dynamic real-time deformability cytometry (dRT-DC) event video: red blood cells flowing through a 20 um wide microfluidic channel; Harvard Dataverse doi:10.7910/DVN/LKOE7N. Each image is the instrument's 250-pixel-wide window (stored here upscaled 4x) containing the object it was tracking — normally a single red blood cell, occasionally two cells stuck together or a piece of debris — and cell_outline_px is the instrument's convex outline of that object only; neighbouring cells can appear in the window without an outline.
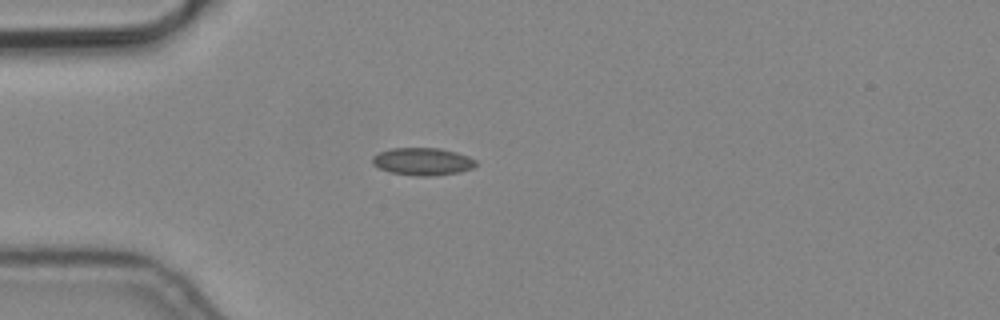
{"species": "common noctule bat (a hibernating species)", "species_latin": "Nyctalus noctula", "temperature_condition": "cold", "stored_images_in_passage": 5, "camera_frame_rate_fps": 3000, "um_per_image_px": 0.085, "animal": {"sex": "male", "body_mass_g": 19.2, "forearm_length_mm": 51.8}, "frame": {"image": 1, "passage_image": 5, "time_ms": 1.333, "image_size_px": [1000, 320], "cell_outline_px": [[476, 164], [472, 168], [460, 172], [428, 176], [416, 176], [388, 172], [372, 164], [372, 156], [380, 152], [392, 148], [440, 148], [456, 152], [468, 156], [476, 160]], "centroid_in_image_um": [35.91, 13.73], "position_along_channel_um": 49.1, "area_um2": 16.59}}